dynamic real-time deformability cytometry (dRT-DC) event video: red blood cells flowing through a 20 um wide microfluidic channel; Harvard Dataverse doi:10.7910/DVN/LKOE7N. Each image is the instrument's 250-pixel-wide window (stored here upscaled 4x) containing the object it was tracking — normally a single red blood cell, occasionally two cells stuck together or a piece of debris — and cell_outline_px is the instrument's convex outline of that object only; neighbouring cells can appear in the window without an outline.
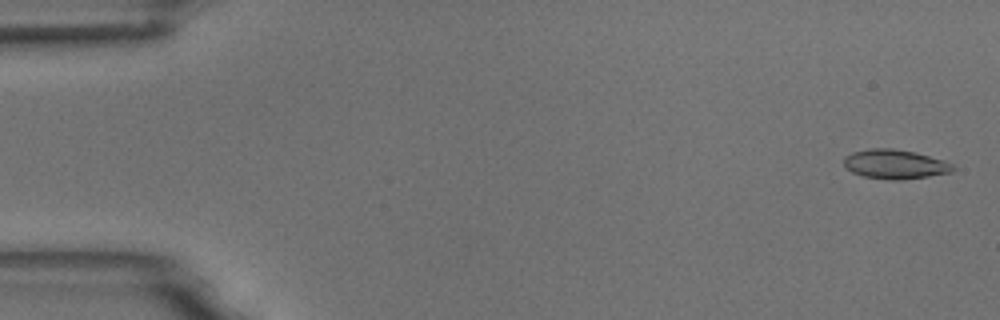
{"species": "common noctule bat (a hibernating species)", "species_latin": "Nyctalus noctula", "temperature_condition": "room temperature", "stored_images_in_passage": 10, "camera_frame_rate_fps": 3000, "um_per_image_px": 0.085, "animal": {"sex": "male", "body_mass_g": 18.8}, "frame": {"image": 1, "passage_image": 2, "time_ms": 0.333, "image_size_px": [1000, 320], "cell_outline_px": [[956, 168], [952, 172], [928, 176], [900, 180], [892, 180], [864, 176], [852, 172], [844, 164], [844, 156], [852, 152], [868, 148], [892, 148], [912, 152], [928, 156], [952, 164]], "centroid_in_image_um": [76.04, 13.95], "position_along_channel_um": 9.0, "area_um2": 18.38}}